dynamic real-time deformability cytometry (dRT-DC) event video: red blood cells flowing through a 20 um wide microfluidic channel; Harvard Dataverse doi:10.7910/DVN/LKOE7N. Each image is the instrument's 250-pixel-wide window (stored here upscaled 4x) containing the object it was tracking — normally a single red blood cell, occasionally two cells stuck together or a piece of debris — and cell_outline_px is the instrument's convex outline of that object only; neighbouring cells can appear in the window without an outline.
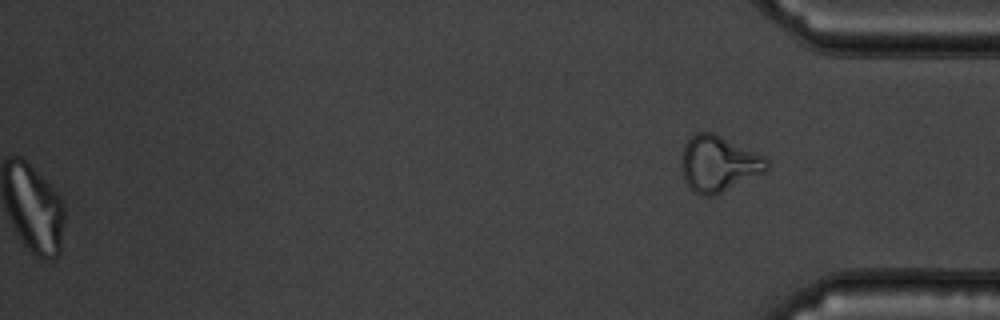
{"species": "common noctule bat (a hibernating species)", "species_latin": "Nyctalus noctula", "temperature_condition": "warm", "stored_images_in_passage": 53, "segment_of_instrument_passage": [2, 2], "camera_frame_rate_fps": 3000, "um_per_image_px": 0.085, "animal": {"sex": "male", "body_mass_g": 19.5, "forearm_length_mm": 54.6}, "frame": {"image": 1, "passage_image": 53, "time_ms": 17.333, "image_size_px": [1000, 320], "cell_outline_px": [[768, 172], [716, 196], [700, 196], [692, 192], [684, 180], [680, 168], [680, 156], [684, 144], [696, 132], [712, 132], [768, 156]], "centroid_in_image_um": [61.1, 13.95], "position_along_channel_um": 374.1, "area_um2": 28.96}}